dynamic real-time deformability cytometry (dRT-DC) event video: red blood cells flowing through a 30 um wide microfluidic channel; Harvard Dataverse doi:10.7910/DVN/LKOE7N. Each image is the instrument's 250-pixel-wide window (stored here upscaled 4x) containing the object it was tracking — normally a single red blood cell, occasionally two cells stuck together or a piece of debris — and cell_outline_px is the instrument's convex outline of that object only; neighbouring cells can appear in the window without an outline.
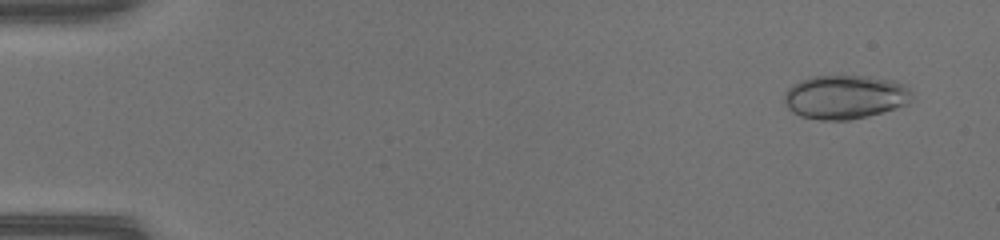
{"species": "common noctule bat (a hibernating species)", "species_latin": "Nyctalus noctula", "temperature_condition": "warm", "stored_images_in_passage": 49, "camera_frame_rate_fps": 3000, "um_per_image_px": 0.085, "animal": {"sex": "female", "body_mass_g": 17.0, "forearm_length_mm": 48.0}, "frame": {"image": 1, "passage_image": 3, "time_ms": 0.667, "image_size_px": [1000, 240], "cell_outline_px": [[912, 100], [908, 104], [896, 108], [868, 116], [848, 120], [820, 120], [800, 116], [792, 112], [784, 104], [784, 92], [788, 88], [800, 80], [812, 76], [868, 76], [892, 80], [904, 84], [912, 92]], "centroid_in_image_um": [71.83, 8.24], "position_along_channel_um": 13.2, "area_um2": 32.89}}